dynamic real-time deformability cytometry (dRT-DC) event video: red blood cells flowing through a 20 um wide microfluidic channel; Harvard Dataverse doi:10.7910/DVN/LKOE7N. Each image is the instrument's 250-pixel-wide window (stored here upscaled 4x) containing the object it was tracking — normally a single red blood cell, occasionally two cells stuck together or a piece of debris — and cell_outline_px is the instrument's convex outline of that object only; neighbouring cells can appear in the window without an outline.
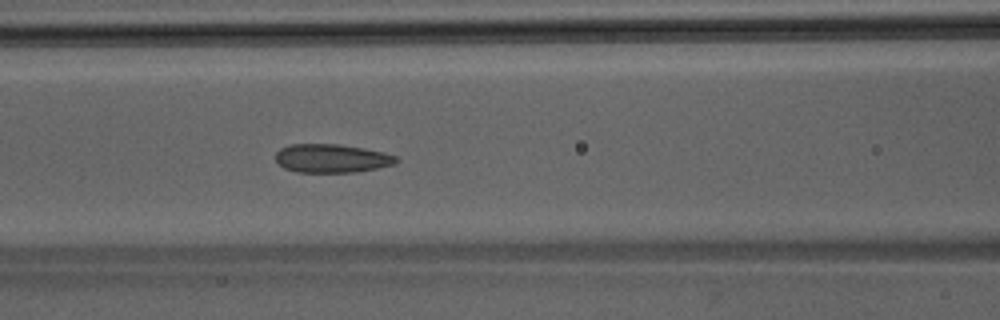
{"species": "Egyptian fruit bat (a non-hibernating species)", "species_latin": "Rousettus aegyptiacus", "temperature_condition": "room temperature", "stored_images_in_passage": 45, "camera_frame_rate_fps": 3000, "um_per_image_px": 0.085, "animal": {"sex": "male"}, "frame": {"image": 1, "passage_image": 19, "time_ms": 6.0, "image_size_px": [1000, 320], "cell_outline_px": [[400, 160], [396, 164], [356, 172], [296, 172], [284, 168], [276, 160], [276, 152], [280, 148], [292, 144], [340, 144], [364, 148], [384, 152], [396, 156]], "centroid_in_image_um": [28.22, 13.46], "position_along_channel_um": 138.4, "area_um2": 20.17}}
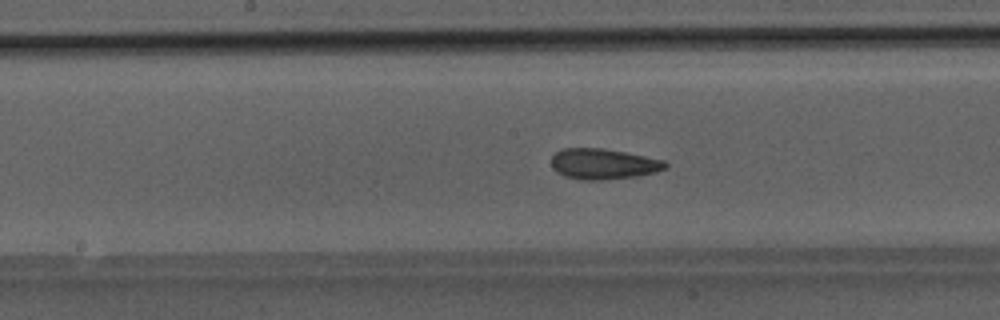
{"frame": {"image": 2, "passage_image": 23, "time_ms": 7.333, "image_size_px": [1000, 320], "cell_outline_px": [[668, 168], [656, 172], [636, 176], [604, 180], [580, 180], [564, 176], [556, 172], [552, 168], [552, 156], [560, 148], [604, 148], [664, 160], [668, 164]], "centroid_in_image_um": [51.27, 13.94], "position_along_channel_um": 196.9, "area_um2": 20.52}}
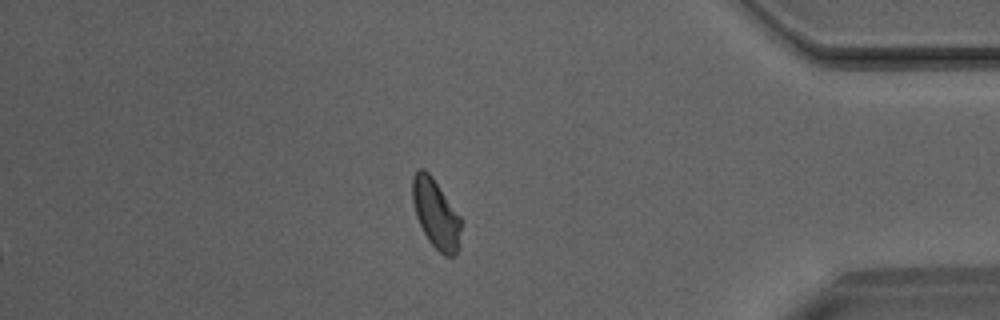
{"frame": {"image": 3, "passage_image": 39, "time_ms": 12.667, "image_size_px": [1000, 320], "cell_outline_px": [[460, 248], [452, 256], [444, 256], [428, 240], [416, 216], [412, 200], [412, 176], [416, 168], [424, 168], [432, 176], [460, 216]], "centroid_in_image_um": [37.03, 18.14], "position_along_channel_um": 398.2, "area_um2": 19.54}}